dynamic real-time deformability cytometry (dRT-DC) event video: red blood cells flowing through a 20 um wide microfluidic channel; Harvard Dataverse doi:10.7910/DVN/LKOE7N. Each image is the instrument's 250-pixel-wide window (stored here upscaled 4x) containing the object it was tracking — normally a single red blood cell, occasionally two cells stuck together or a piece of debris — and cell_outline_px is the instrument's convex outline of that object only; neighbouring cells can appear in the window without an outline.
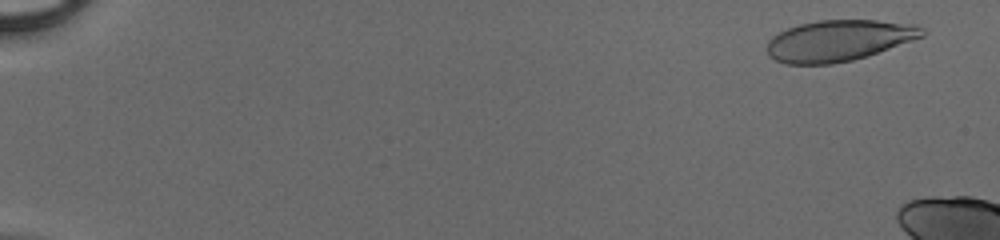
{"species": "human", "species_latin": "Homo sapiens", "temperature_condition": "cold", "stored_images_in_passage": 15, "camera_frame_rate_fps": 3000, "um_per_image_px": 0.085, "donor": {"sex": "male"}, "frame": {"image": 1, "passage_image": 3, "time_ms": 0.667, "image_size_px": [1000, 240], "cell_outline_px": [[928, 32], [924, 36], [868, 56], [852, 60], [832, 64], [784, 64], [768, 56], [768, 40], [772, 36], [788, 28], [800, 24], [820, 20], [876, 20], [916, 24], [924, 28]], "centroid_in_image_um": [71.33, 3.45], "position_along_channel_um": 13.7, "area_um2": 37.34}}